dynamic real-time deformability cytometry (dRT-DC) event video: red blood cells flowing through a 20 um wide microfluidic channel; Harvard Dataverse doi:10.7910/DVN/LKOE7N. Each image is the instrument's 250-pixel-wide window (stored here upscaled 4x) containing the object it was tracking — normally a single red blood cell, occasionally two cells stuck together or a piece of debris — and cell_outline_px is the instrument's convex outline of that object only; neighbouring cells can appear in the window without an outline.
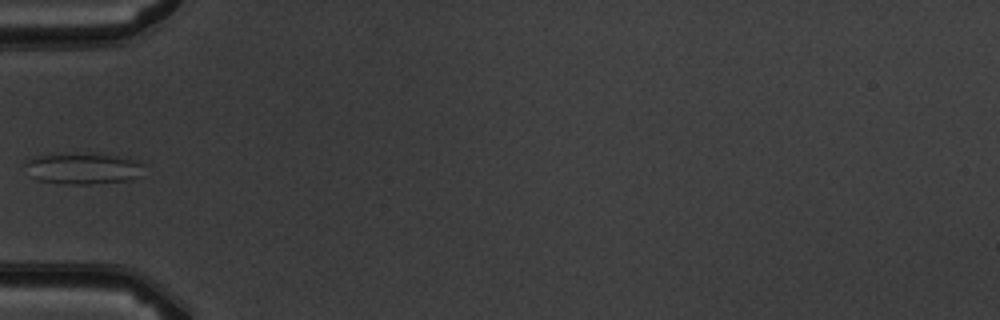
{"species": "common noctule bat (a hibernating species)", "species_latin": "Nyctalus noctula", "temperature_condition": "warm", "stored_images_in_passage": 7, "camera_frame_rate_fps": 3000, "um_per_image_px": 0.085, "animal": {"sex": "male", "body_mass_g": 19.5, "forearm_length_mm": 54.6}, "frame": {"image": 1, "passage_image": 6, "time_ms": 5.667, "image_size_px": [1000, 320], "cell_outline_px": [[144, 176], [132, 180], [92, 184], [68, 184], [36, 180], [28, 176], [24, 164], [28, 160], [36, 156], [112, 156], [136, 160], [140, 164]], "centroid_in_image_um": [7.05, 14.4], "position_along_channel_um": 77.9, "area_um2": 20.75}}
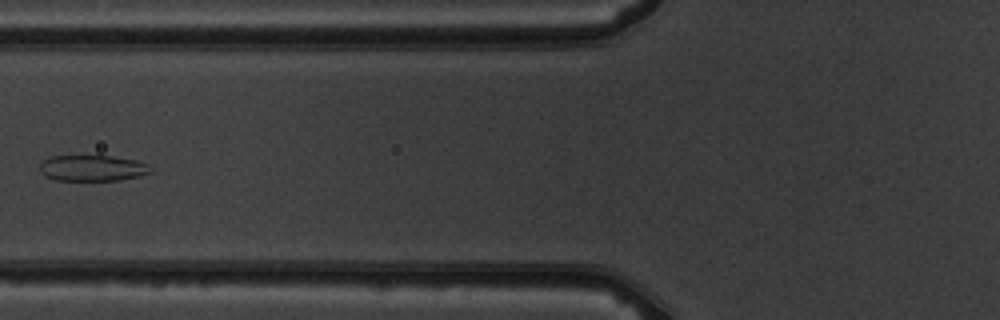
{"frame": {"image": 2, "passage_image": 7, "time_ms": 6.667, "image_size_px": [1000, 320], "cell_outline_px": [[156, 172], [140, 176], [120, 180], [56, 180], [44, 176], [40, 172], [40, 164], [48, 156], [112, 156], [136, 160], [148, 164]], "centroid_in_image_um": [7.9, 14.29], "position_along_channel_um": 117.9, "area_um2": 16.99}}